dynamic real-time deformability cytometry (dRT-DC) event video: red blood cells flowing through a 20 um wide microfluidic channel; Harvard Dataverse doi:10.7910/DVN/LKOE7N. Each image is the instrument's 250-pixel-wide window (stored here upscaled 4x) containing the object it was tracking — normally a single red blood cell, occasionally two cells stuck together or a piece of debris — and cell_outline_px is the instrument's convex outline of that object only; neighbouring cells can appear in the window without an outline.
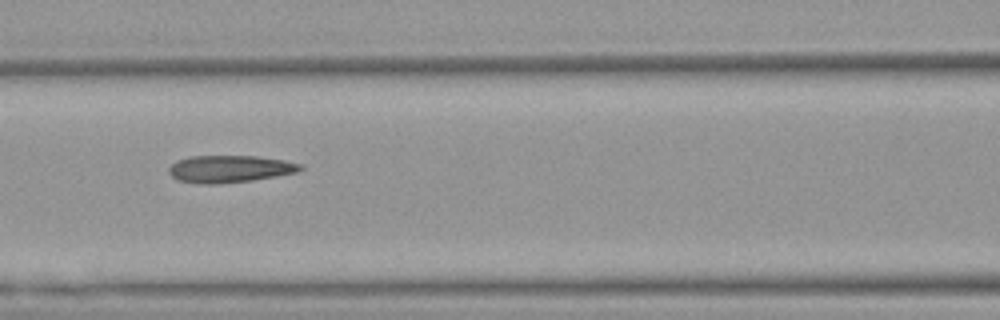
{"species": "Egyptian fruit bat (a non-hibernating species)", "species_latin": "Rousettus aegyptiacus", "temperature_condition": "warm", "stored_images_in_passage": 6, "camera_frame_rate_fps": 3000, "um_per_image_px": 0.085, "animal": {"sex": "female"}, "frame": {"image": 1, "passage_image": 4, "time_ms": 1.0, "image_size_px": [1000, 320], "cell_outline_px": [[304, 168], [300, 172], [252, 180], [216, 184], [200, 184], [176, 180], [168, 172], [168, 168], [176, 160], [188, 156], [256, 156], [284, 160], [304, 164]], "centroid_in_image_um": [19.54, 14.35], "position_along_channel_um": 147.1, "area_um2": 21.1}}
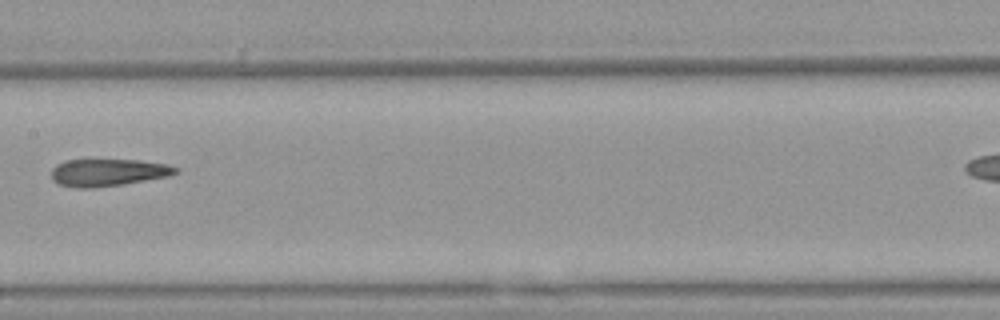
{"frame": {"image": 2, "passage_image": 5, "time_ms": 1.333, "image_size_px": [1000, 320], "cell_outline_px": [[180, 172], [168, 176], [124, 184], [92, 188], [76, 188], [60, 184], [52, 180], [52, 168], [56, 164], [64, 160], [140, 160], [168, 164], [180, 168]], "centroid_in_image_um": [9.21, 14.66], "position_along_channel_um": 198.2, "area_um2": 19.88}}
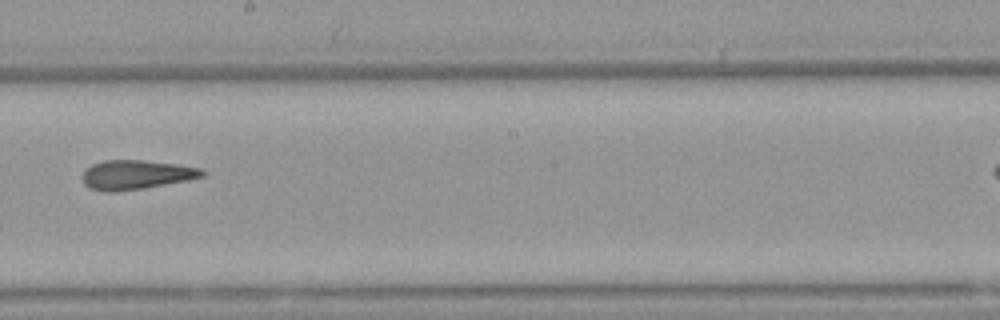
{"frame": {"image": 3, "passage_image": 6, "time_ms": 1.667, "image_size_px": [1000, 320], "cell_outline_px": [[208, 172], [204, 176], [188, 180], [144, 188], [116, 192], [104, 192], [88, 188], [84, 184], [84, 172], [92, 164], [104, 160], [144, 160], [176, 164], [204, 168]], "centroid_in_image_um": [11.62, 14.85], "position_along_channel_um": 236.6, "area_um2": 20.58}}